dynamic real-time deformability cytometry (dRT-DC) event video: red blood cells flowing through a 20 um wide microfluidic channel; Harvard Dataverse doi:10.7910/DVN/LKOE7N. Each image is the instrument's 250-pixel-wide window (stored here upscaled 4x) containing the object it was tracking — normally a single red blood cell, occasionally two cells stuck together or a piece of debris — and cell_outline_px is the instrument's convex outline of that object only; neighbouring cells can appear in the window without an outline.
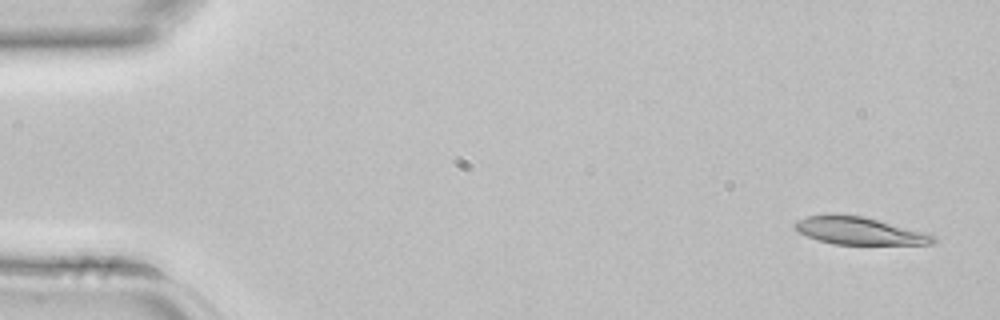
{"species": "common noctule bat (a hibernating species)", "species_latin": "Nyctalus noctula", "temperature_condition": "room temperature", "stored_images_in_passage": 3, "camera_frame_rate_fps": 3000, "um_per_image_px": 0.085, "animal": {"sex": "female", "body_mass_g": 22.7, "forearm_length_mm": 54.2}, "frame": {"image": 1, "passage_image": 1, "time_ms": 0.0, "image_size_px": [1000, 320], "cell_outline_px": [[936, 240], [932, 244], [832, 244], [816, 240], [792, 228], [792, 224], [796, 220], [804, 216], [832, 212], [864, 216], [928, 232], [936, 236]], "centroid_in_image_um": [72.99, 19.58], "position_along_channel_um": 12.0, "area_um2": 22.95}}